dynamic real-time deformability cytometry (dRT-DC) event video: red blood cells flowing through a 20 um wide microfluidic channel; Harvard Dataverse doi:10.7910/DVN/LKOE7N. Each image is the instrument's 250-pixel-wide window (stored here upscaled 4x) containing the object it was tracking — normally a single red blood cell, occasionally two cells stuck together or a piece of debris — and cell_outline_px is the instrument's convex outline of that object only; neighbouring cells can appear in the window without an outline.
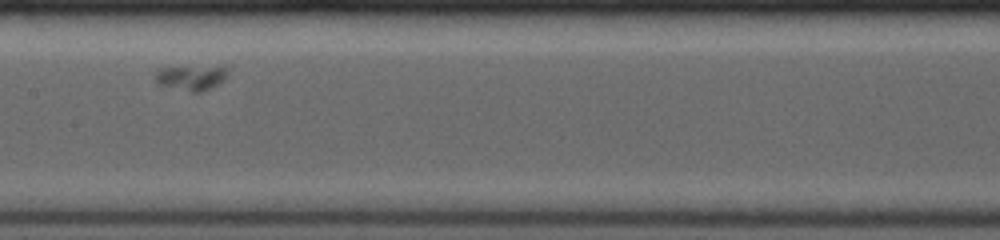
{"species": "common noctule bat (a hibernating species)", "species_latin": "Nyctalus noctula", "temperature_condition": "room temperature", "stored_images_in_passage": 7, "camera_frame_rate_fps": 4000, "um_per_image_px": 0.085, "animal": {"sex": "female", "body_mass_g": 19.0, "forearm_length_mm": 53.3}, "frame": {"image": 1, "passage_image": 6, "time_ms": 3.25, "image_size_px": [1000, 240], "cell_outline_px": [[228, 72], [224, 80], [200, 92], [192, 92], [160, 84], [156, 80], [156, 72], [160, 68], [224, 64], [228, 68]], "centroid_in_image_um": [16.34, 6.54], "position_along_channel_um": 191.1, "area_um2": 10.69}}